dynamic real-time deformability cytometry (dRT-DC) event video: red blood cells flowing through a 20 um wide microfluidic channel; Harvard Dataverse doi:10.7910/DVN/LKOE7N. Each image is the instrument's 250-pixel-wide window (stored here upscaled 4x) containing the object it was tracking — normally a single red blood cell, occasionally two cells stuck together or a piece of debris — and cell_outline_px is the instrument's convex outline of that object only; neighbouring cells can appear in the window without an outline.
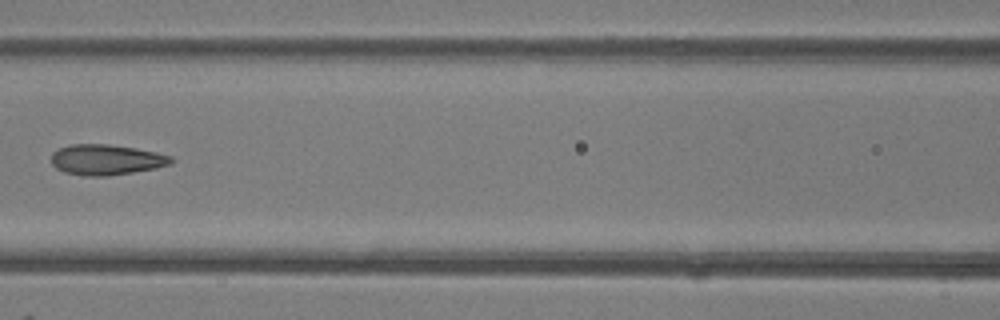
{"species": "common noctule bat (a hibernating species)", "species_latin": "Nyctalus noctula", "temperature_condition": "room temperature", "stored_images_in_passage": 6, "camera_frame_rate_fps": 3000, "um_per_image_px": 0.085, "animal": {"sex": "female"}, "frame": {"image": 1, "passage_image": 5, "time_ms": 4.667, "image_size_px": [1000, 320], "cell_outline_px": [[176, 160], [172, 164], [156, 168], [108, 176], [84, 176], [64, 172], [56, 168], [52, 164], [52, 152], [68, 144], [108, 144], [136, 148], [156, 152], [172, 156]], "centroid_in_image_um": [9.06, 13.57], "position_along_channel_um": 157.5, "area_um2": 21.5}}
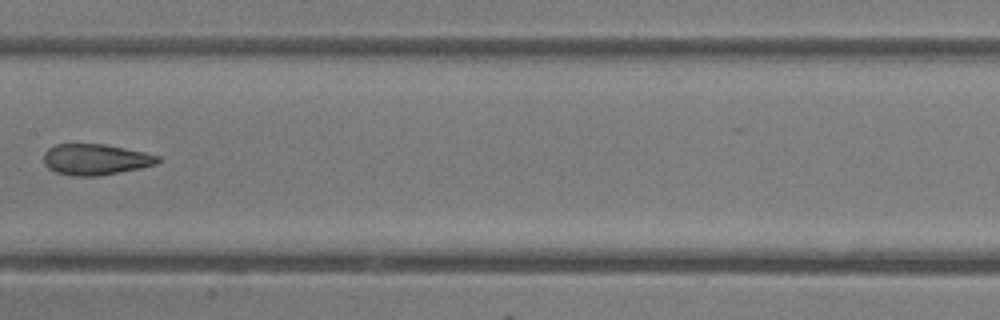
{"frame": {"image": 2, "passage_image": 6, "time_ms": 5.667, "image_size_px": [1000, 320], "cell_outline_px": [[160, 160], [156, 164], [140, 168], [100, 176], [72, 176], [56, 172], [48, 168], [44, 164], [44, 152], [48, 148], [56, 144], [104, 144], [144, 152], [160, 156]], "centroid_in_image_um": [8.1, 13.56], "position_along_channel_um": 199.3, "area_um2": 20.63}}